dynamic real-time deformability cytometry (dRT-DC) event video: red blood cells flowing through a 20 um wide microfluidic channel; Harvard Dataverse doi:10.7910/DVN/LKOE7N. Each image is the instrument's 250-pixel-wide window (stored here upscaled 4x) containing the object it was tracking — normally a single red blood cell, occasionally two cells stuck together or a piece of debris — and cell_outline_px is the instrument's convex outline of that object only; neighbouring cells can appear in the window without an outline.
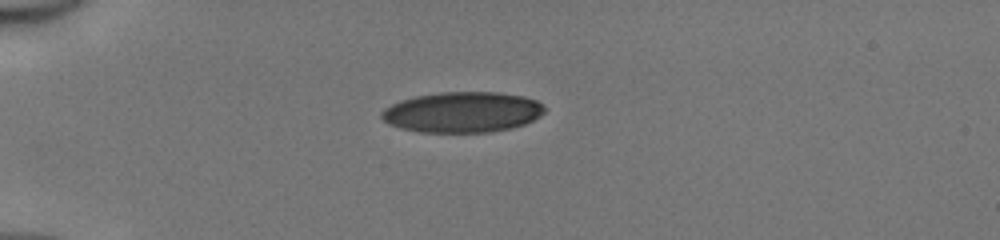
{"species": "human", "species_latin": "Homo sapiens", "temperature_condition": "cold", "stored_images_in_passage": 37, "camera_frame_rate_fps": 3000, "um_per_image_px": 0.085, "donor": {"sex": "male"}, "frame": {"image": 1, "passage_image": 1, "time_ms": 0.0, "image_size_px": [1000, 240], "cell_outline_px": [[544, 112], [540, 116], [524, 124], [512, 128], [492, 132], [420, 132], [400, 128], [388, 124], [380, 116], [380, 112], [384, 108], [400, 100], [416, 96], [440, 92], [496, 92], [524, 96], [536, 100], [544, 104]], "centroid_in_image_um": [39.3, 9.53], "position_along_channel_um": 45.7, "area_um2": 38.73}}
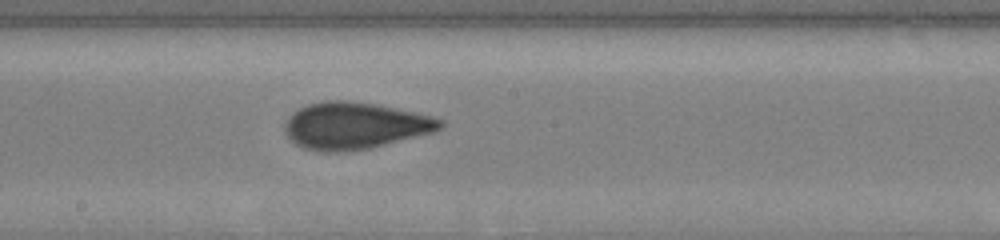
{"frame": {"image": 2, "passage_image": 16, "time_ms": 5.0, "image_size_px": [1000, 240], "cell_outline_px": [[444, 128], [432, 132], [372, 148], [336, 152], [320, 152], [304, 148], [296, 144], [284, 132], [284, 124], [288, 116], [292, 112], [308, 104], [324, 100], [340, 100], [376, 104], [432, 116], [444, 120]], "centroid_in_image_um": [30.14, 10.68], "position_along_channel_um": 218.1, "area_um2": 42.43}}
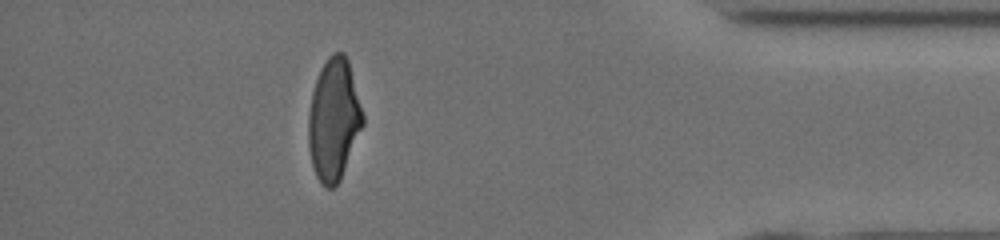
{"frame": {"image": 3, "passage_image": 32, "time_ms": 10.333, "image_size_px": [1000, 240], "cell_outline_px": [[364, 124], [340, 180], [332, 188], [328, 188], [320, 184], [316, 176], [312, 164], [308, 148], [308, 116], [312, 92], [320, 68], [328, 56], [332, 52], [344, 52], [348, 60], [364, 116]], "centroid_in_image_um": [28.36, 10.16], "position_along_channel_um": 406.8, "area_um2": 38.73}, "authors_computed_cell_mechanics": {"area_um2": 40.9224, "velocity_mm_per_s": 4.1791, "shape_relaxation_time_tau1_ms": 4.1788, "shape_relaxation_time_tau2_ms": 1.0107, "deformation_change_tau1": 0.163, "deformation_change_tau2": 0.065}}